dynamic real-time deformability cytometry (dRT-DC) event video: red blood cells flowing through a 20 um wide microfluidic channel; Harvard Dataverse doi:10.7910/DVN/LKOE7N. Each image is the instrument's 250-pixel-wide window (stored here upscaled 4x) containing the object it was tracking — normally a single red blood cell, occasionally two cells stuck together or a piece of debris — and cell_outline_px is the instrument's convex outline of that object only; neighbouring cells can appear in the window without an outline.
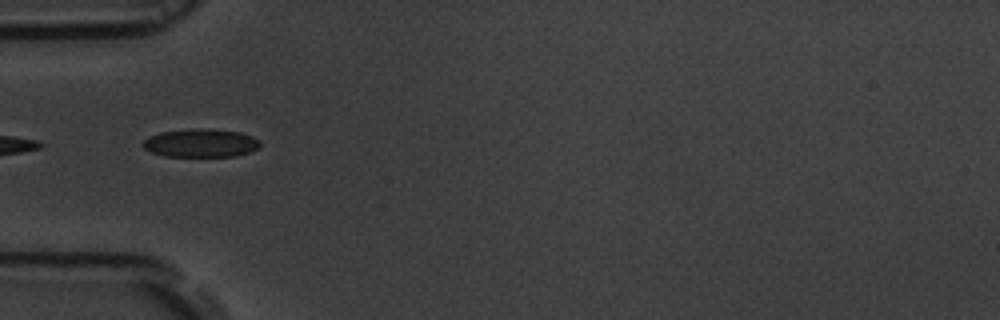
{"species": "common noctule bat (a hibernating species)", "species_latin": "Nyctalus noctula", "temperature_condition": "room temperature", "stored_images_in_passage": 3, "camera_frame_rate_fps": 3000, "um_per_image_px": 0.085, "animal": {"sex": "male", "body_mass_g": 19.5, "forearm_length_mm": 54.6}, "frame": {"image": 1, "passage_image": 2, "time_ms": 2.333, "image_size_px": [1000, 320], "cell_outline_px": [[260, 144], [256, 148], [248, 152], [236, 156], [164, 156], [152, 152], [144, 148], [140, 144], [148, 136], [160, 132], [200, 128], [204, 128], [240, 132], [252, 136], [260, 140]], "centroid_in_image_um": [17.03, 12.15], "position_along_channel_um": 68.0, "area_um2": 19.25}}
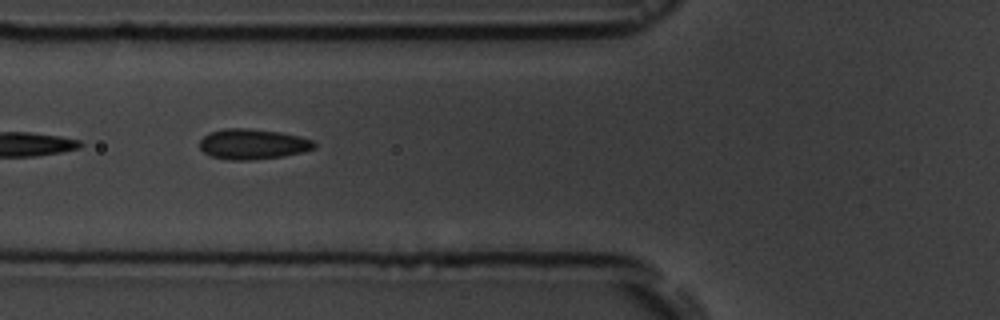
{"frame": {"image": 2, "passage_image": 3, "time_ms": 3.333, "image_size_px": [1000, 320], "cell_outline_px": [[316, 148], [284, 156], [248, 160], [228, 160], [212, 156], [204, 152], [200, 148], [200, 140], [208, 132], [224, 128], [248, 128], [280, 132], [300, 136], [312, 140], [316, 144]], "centroid_in_image_um": [21.47, 12.24], "position_along_channel_um": 104.3, "area_um2": 20.29}}